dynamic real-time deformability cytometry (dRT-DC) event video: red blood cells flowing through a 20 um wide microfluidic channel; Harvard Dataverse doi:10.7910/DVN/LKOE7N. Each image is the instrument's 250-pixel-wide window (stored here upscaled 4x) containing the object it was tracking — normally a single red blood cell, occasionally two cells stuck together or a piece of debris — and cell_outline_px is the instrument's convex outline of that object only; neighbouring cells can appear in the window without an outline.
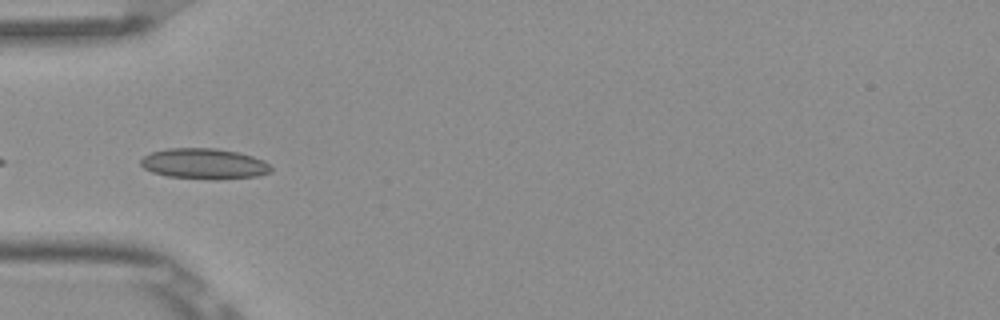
{"species": "Egyptian fruit bat (a non-hibernating species)", "species_latin": "Rousettus aegyptiacus", "temperature_condition": "room temperature", "stored_images_in_passage": 7, "camera_frame_rate_fps": 3000, "um_per_image_px": 0.085, "frame": {"image": 1, "passage_image": 4, "time_ms": 1.0, "image_size_px": [1000, 320], "cell_outline_px": [[272, 172], [256, 176], [216, 180], [212, 180], [168, 176], [152, 172], [144, 168], [140, 164], [140, 160], [144, 156], [152, 152], [168, 148], [216, 148], [236, 152], [252, 156], [264, 160], [272, 168]], "centroid_in_image_um": [17.36, 13.92], "position_along_channel_um": 67.6, "area_um2": 23.29}}
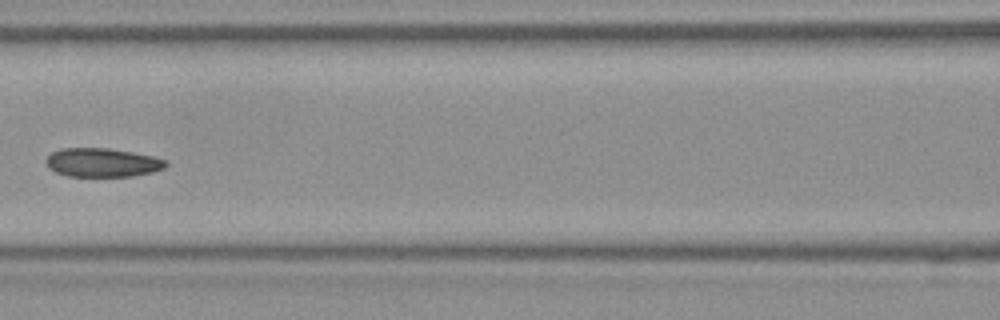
{"frame": {"image": 2, "passage_image": 6, "time_ms": 1.667, "image_size_px": [1000, 320], "cell_outline_px": [[168, 164], [164, 168], [152, 172], [132, 176], [68, 176], [56, 172], [48, 168], [44, 160], [52, 152], [60, 148], [108, 148], [132, 152], [152, 156], [168, 160]], "centroid_in_image_um": [8.69, 13.81], "position_along_channel_um": 157.9, "area_um2": 20.17}}
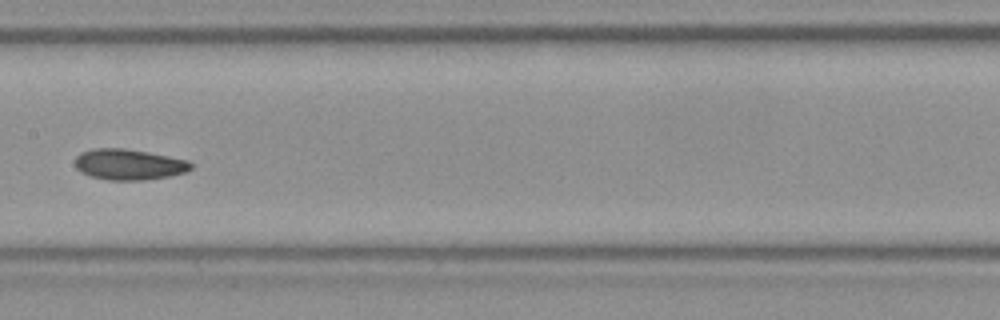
{"frame": {"image": 3, "passage_image": 7, "time_ms": 2.0, "image_size_px": [1000, 320], "cell_outline_px": [[192, 168], [184, 172], [168, 176], [140, 180], [108, 180], [92, 176], [80, 172], [76, 168], [76, 156], [80, 152], [92, 148], [124, 148], [148, 152], [188, 160], [192, 164]], "centroid_in_image_um": [10.92, 13.96], "position_along_channel_um": 196.5, "area_um2": 20.69}}